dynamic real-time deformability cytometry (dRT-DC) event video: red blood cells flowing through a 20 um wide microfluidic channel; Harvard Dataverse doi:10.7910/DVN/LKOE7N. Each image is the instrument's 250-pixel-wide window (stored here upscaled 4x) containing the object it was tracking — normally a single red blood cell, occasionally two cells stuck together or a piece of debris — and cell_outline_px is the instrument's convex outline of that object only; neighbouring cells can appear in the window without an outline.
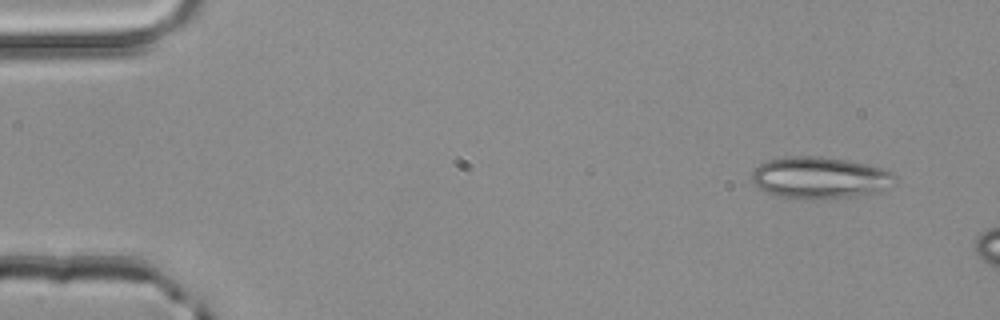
{"species": "common noctule bat (a hibernating species)", "species_latin": "Nyctalus noctula", "temperature_condition": "room temperature", "stored_images_in_passage": 8, "camera_frame_rate_fps": 3000, "um_per_image_px": 0.085, "animal": {"sex": "male", "body_mass_g": 20.4}, "frame": {"image": 1, "passage_image": 1, "time_ms": 0.0, "image_size_px": [1000, 320], "cell_outline_px": [[896, 176], [888, 188], [880, 192], [844, 200], [816, 200], [780, 196], [764, 192], [752, 180], [752, 172], [760, 164], [768, 160], [784, 156], [820, 156], [848, 160], [880, 168], [892, 172]], "centroid_in_image_um": [69.72, 15.14], "position_along_channel_um": 15.3, "area_um2": 35.43}}